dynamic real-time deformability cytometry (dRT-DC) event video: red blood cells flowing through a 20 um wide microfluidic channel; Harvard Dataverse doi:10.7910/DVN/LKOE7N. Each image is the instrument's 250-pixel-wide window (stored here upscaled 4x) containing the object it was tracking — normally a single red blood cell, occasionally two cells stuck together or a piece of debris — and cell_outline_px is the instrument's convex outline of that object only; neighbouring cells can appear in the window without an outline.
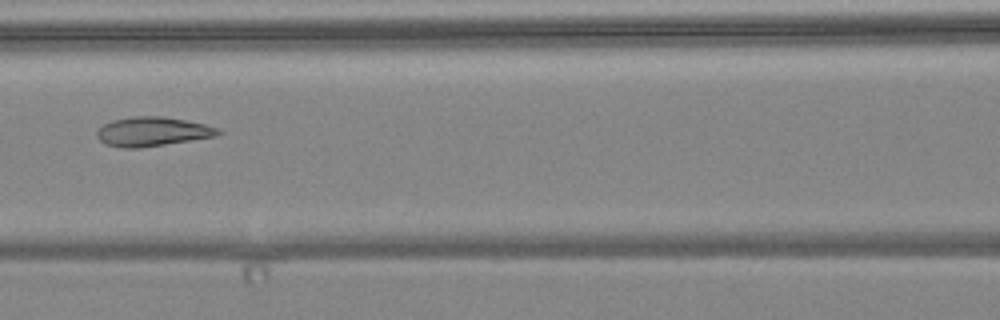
{"species": "common noctule bat (a hibernating species)", "species_latin": "Nyctalus noctula", "temperature_condition": "warm", "stored_images_in_passage": 4, "camera_frame_rate_fps": 3000, "um_per_image_px": 0.085, "animal": {"sex": "female", "body_mass_g": 24.6, "forearm_length_mm": 56.2}, "frame": {"image": 1, "passage_image": 4, "time_ms": 3.667, "image_size_px": [1000, 320], "cell_outline_px": [[224, 132], [216, 136], [140, 148], [124, 148], [104, 144], [96, 136], [96, 132], [104, 124], [112, 120], [132, 116], [160, 116], [188, 120], [220, 128]], "centroid_in_image_um": [12.97, 11.18], "position_along_channel_um": 153.6, "area_um2": 20.75}}